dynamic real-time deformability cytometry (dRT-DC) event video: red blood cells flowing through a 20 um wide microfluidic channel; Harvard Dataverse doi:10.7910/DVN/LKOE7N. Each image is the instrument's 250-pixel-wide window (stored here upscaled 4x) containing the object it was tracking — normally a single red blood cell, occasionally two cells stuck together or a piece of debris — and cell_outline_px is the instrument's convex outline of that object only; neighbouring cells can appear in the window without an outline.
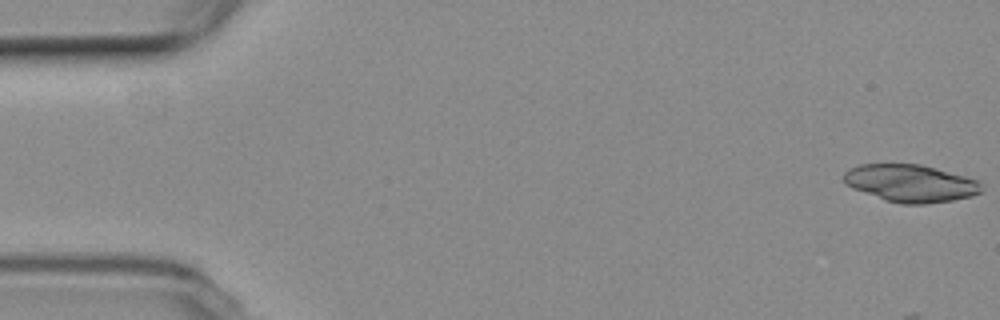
{"species": "common noctule bat (a hibernating species)", "species_latin": "Nyctalus noctula", "temperature_condition": "room temperature", "stored_images_in_passage": 12, "camera_frame_rate_fps": 3000, "um_per_image_px": 0.085, "animal": {"sex": "female", "body_mass_g": 19.3, "forearm_length_mm": 54.1}, "frame": {"image": 1, "passage_image": 1, "time_ms": 0.0, "image_size_px": [1000, 320], "cell_outline_px": [[984, 188], [980, 192], [972, 196], [952, 200], [924, 204], [900, 204], [884, 200], [852, 188], [844, 184], [844, 172], [860, 164], [920, 164], [936, 168], [980, 180]], "centroid_in_image_um": [77.42, 15.58], "position_along_channel_um": 7.6, "area_um2": 30.17}}